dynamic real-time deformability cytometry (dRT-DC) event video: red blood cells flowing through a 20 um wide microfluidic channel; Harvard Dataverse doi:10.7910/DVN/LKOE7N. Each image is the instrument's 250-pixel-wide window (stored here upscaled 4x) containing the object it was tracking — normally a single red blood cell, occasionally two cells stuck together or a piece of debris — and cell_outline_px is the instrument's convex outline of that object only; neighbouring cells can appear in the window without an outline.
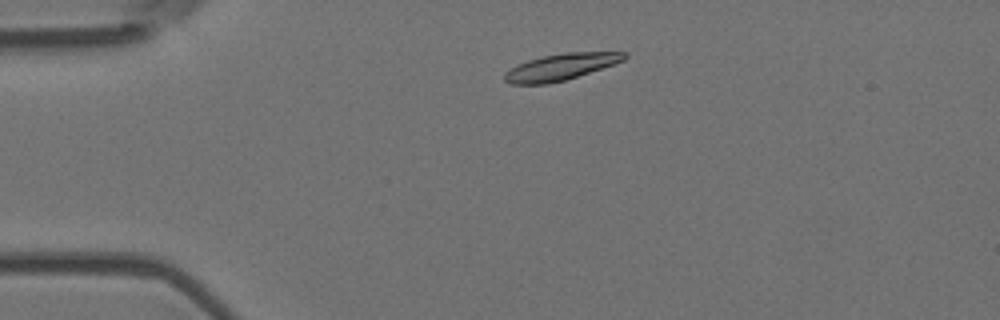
{"species": "Egyptian fruit bat (a non-hibernating species)", "species_latin": "Rousettus aegyptiacus", "temperature_condition": "room temperature", "stored_images_in_passage": 4, "camera_frame_rate_fps": 3000, "um_per_image_px": 0.085, "animal": {"sex": "female"}, "frame": {"image": 1, "passage_image": 2, "time_ms": 0.333, "image_size_px": [1000, 320], "cell_outline_px": [[628, 56], [624, 60], [564, 80], [548, 84], [512, 84], [504, 80], [504, 72], [516, 64], [528, 60], [544, 56], [564, 52], [628, 52]], "centroid_in_image_um": [47.61, 5.68], "position_along_channel_um": 37.4, "area_um2": 18.26}}
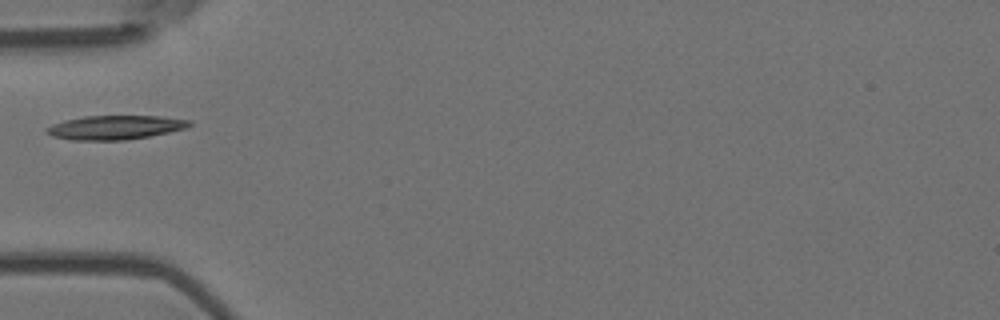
{"frame": {"image": 2, "passage_image": 4, "time_ms": 1.0, "image_size_px": [1000, 320], "cell_outline_px": [[192, 124], [184, 128], [168, 132], [148, 136], [124, 140], [72, 140], [52, 136], [44, 132], [44, 128], [52, 124], [64, 120], [84, 116], [160, 116], [192, 120]], "centroid_in_image_um": [9.73, 10.82], "position_along_channel_um": 75.3, "area_um2": 20.0}}